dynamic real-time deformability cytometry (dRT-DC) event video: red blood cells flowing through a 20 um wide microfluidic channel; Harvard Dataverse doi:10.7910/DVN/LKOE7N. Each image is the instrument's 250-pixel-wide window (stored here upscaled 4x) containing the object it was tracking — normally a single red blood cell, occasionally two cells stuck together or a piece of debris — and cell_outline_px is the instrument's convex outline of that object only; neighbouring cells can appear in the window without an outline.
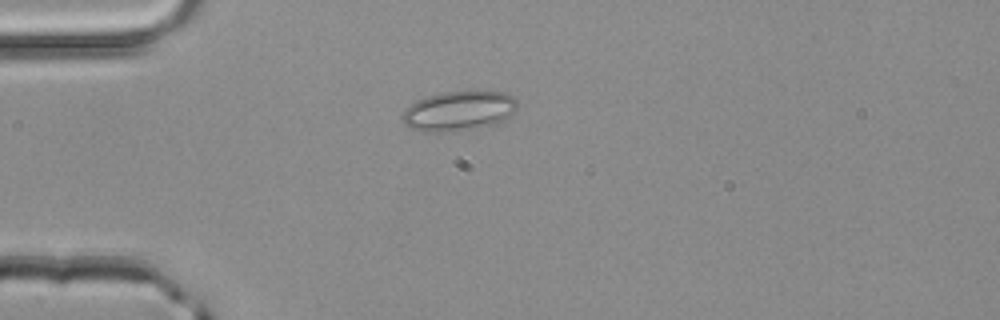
{"species": "common noctule bat (a hibernating species)", "species_latin": "Nyctalus noctula", "temperature_condition": "room temperature", "stored_images_in_passage": 3, "camera_frame_rate_fps": 3000, "um_per_image_px": 0.085, "animal": {"sex": "male", "body_mass_g": 20.4}, "frame": {"image": 1, "passage_image": 3, "time_ms": 0.667, "image_size_px": [1000, 320], "cell_outline_px": [[520, 104], [516, 112], [504, 120], [496, 124], [452, 132], [420, 132], [408, 128], [404, 124], [400, 116], [416, 100], [428, 96], [444, 92], [504, 92], [512, 96]], "centroid_in_image_um": [39.01, 9.46], "position_along_channel_um": 46.0, "area_um2": 26.88}}